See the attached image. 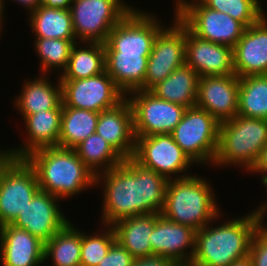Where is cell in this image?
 Segmentation results:
<instances>
[{
	"mask_svg": "<svg viewBox=\"0 0 267 266\" xmlns=\"http://www.w3.org/2000/svg\"><path fill=\"white\" fill-rule=\"evenodd\" d=\"M168 180L157 172L141 167L132 158L95 176V186H102L101 224L160 213ZM103 184V185H102Z\"/></svg>",
	"mask_w": 267,
	"mask_h": 266,
	"instance_id": "6da1fadb",
	"label": "cell"
},
{
	"mask_svg": "<svg viewBox=\"0 0 267 266\" xmlns=\"http://www.w3.org/2000/svg\"><path fill=\"white\" fill-rule=\"evenodd\" d=\"M243 216L197 230L189 266H230L249 256L252 237L260 225L252 211Z\"/></svg>",
	"mask_w": 267,
	"mask_h": 266,
	"instance_id": "7a4b0ae2",
	"label": "cell"
},
{
	"mask_svg": "<svg viewBox=\"0 0 267 266\" xmlns=\"http://www.w3.org/2000/svg\"><path fill=\"white\" fill-rule=\"evenodd\" d=\"M37 174L40 190L64 200L89 187L95 189V175L74 149L44 147L25 157Z\"/></svg>",
	"mask_w": 267,
	"mask_h": 266,
	"instance_id": "3957f363",
	"label": "cell"
},
{
	"mask_svg": "<svg viewBox=\"0 0 267 266\" xmlns=\"http://www.w3.org/2000/svg\"><path fill=\"white\" fill-rule=\"evenodd\" d=\"M203 178L192 174L168 180L160 215L196 231L211 222L216 223L223 216L222 211L216 202L210 181Z\"/></svg>",
	"mask_w": 267,
	"mask_h": 266,
	"instance_id": "277c9868",
	"label": "cell"
},
{
	"mask_svg": "<svg viewBox=\"0 0 267 266\" xmlns=\"http://www.w3.org/2000/svg\"><path fill=\"white\" fill-rule=\"evenodd\" d=\"M266 144V119L236 115L220 123L217 154L211 166H236L249 172Z\"/></svg>",
	"mask_w": 267,
	"mask_h": 266,
	"instance_id": "5b68a950",
	"label": "cell"
},
{
	"mask_svg": "<svg viewBox=\"0 0 267 266\" xmlns=\"http://www.w3.org/2000/svg\"><path fill=\"white\" fill-rule=\"evenodd\" d=\"M175 17L195 36L233 48L246 27L226 13L207 7L201 0H176Z\"/></svg>",
	"mask_w": 267,
	"mask_h": 266,
	"instance_id": "8992f818",
	"label": "cell"
},
{
	"mask_svg": "<svg viewBox=\"0 0 267 266\" xmlns=\"http://www.w3.org/2000/svg\"><path fill=\"white\" fill-rule=\"evenodd\" d=\"M218 122L207 111L186 108L181 121L170 133L174 141L195 165L213 164L219 142Z\"/></svg>",
	"mask_w": 267,
	"mask_h": 266,
	"instance_id": "52a82bcc",
	"label": "cell"
},
{
	"mask_svg": "<svg viewBox=\"0 0 267 266\" xmlns=\"http://www.w3.org/2000/svg\"><path fill=\"white\" fill-rule=\"evenodd\" d=\"M123 0H71L74 35L78 42L105 43L113 27L133 8Z\"/></svg>",
	"mask_w": 267,
	"mask_h": 266,
	"instance_id": "ba28073f",
	"label": "cell"
},
{
	"mask_svg": "<svg viewBox=\"0 0 267 266\" xmlns=\"http://www.w3.org/2000/svg\"><path fill=\"white\" fill-rule=\"evenodd\" d=\"M132 159L141 167L155 171L167 180L192 175L188 169L194 165L171 134L136 137Z\"/></svg>",
	"mask_w": 267,
	"mask_h": 266,
	"instance_id": "9c48e42d",
	"label": "cell"
},
{
	"mask_svg": "<svg viewBox=\"0 0 267 266\" xmlns=\"http://www.w3.org/2000/svg\"><path fill=\"white\" fill-rule=\"evenodd\" d=\"M133 113L135 137L170 134L181 121L186 107L157 98L150 91L126 94Z\"/></svg>",
	"mask_w": 267,
	"mask_h": 266,
	"instance_id": "30bf717a",
	"label": "cell"
},
{
	"mask_svg": "<svg viewBox=\"0 0 267 266\" xmlns=\"http://www.w3.org/2000/svg\"><path fill=\"white\" fill-rule=\"evenodd\" d=\"M153 12L133 8L113 27L105 52L150 54L157 34L164 28Z\"/></svg>",
	"mask_w": 267,
	"mask_h": 266,
	"instance_id": "8fae6325",
	"label": "cell"
},
{
	"mask_svg": "<svg viewBox=\"0 0 267 266\" xmlns=\"http://www.w3.org/2000/svg\"><path fill=\"white\" fill-rule=\"evenodd\" d=\"M40 190L33 167L13 158L0 174V227L11 224Z\"/></svg>",
	"mask_w": 267,
	"mask_h": 266,
	"instance_id": "7c38bea8",
	"label": "cell"
},
{
	"mask_svg": "<svg viewBox=\"0 0 267 266\" xmlns=\"http://www.w3.org/2000/svg\"><path fill=\"white\" fill-rule=\"evenodd\" d=\"M173 15L171 26H165L154 40L144 83L137 90L150 91L186 63L185 26L175 17V12Z\"/></svg>",
	"mask_w": 267,
	"mask_h": 266,
	"instance_id": "4fadbf2b",
	"label": "cell"
},
{
	"mask_svg": "<svg viewBox=\"0 0 267 266\" xmlns=\"http://www.w3.org/2000/svg\"><path fill=\"white\" fill-rule=\"evenodd\" d=\"M63 104L100 113L121 103L126 94L106 71L78 80H60Z\"/></svg>",
	"mask_w": 267,
	"mask_h": 266,
	"instance_id": "5bb4252c",
	"label": "cell"
},
{
	"mask_svg": "<svg viewBox=\"0 0 267 266\" xmlns=\"http://www.w3.org/2000/svg\"><path fill=\"white\" fill-rule=\"evenodd\" d=\"M39 190L11 225L28 231L44 243L57 234L70 220L60 208V200Z\"/></svg>",
	"mask_w": 267,
	"mask_h": 266,
	"instance_id": "9a60e30c",
	"label": "cell"
},
{
	"mask_svg": "<svg viewBox=\"0 0 267 266\" xmlns=\"http://www.w3.org/2000/svg\"><path fill=\"white\" fill-rule=\"evenodd\" d=\"M239 77L201 76L198 80L196 106L222 123L238 114Z\"/></svg>",
	"mask_w": 267,
	"mask_h": 266,
	"instance_id": "2e32d148",
	"label": "cell"
},
{
	"mask_svg": "<svg viewBox=\"0 0 267 266\" xmlns=\"http://www.w3.org/2000/svg\"><path fill=\"white\" fill-rule=\"evenodd\" d=\"M195 234L192 227L174 223L160 215L150 234L151 256L168 258L178 266H189L195 250Z\"/></svg>",
	"mask_w": 267,
	"mask_h": 266,
	"instance_id": "e0dca14e",
	"label": "cell"
},
{
	"mask_svg": "<svg viewBox=\"0 0 267 266\" xmlns=\"http://www.w3.org/2000/svg\"><path fill=\"white\" fill-rule=\"evenodd\" d=\"M185 57L189 65L201 76H228L235 74L233 48L203 40L185 27Z\"/></svg>",
	"mask_w": 267,
	"mask_h": 266,
	"instance_id": "ac0fdd59",
	"label": "cell"
},
{
	"mask_svg": "<svg viewBox=\"0 0 267 266\" xmlns=\"http://www.w3.org/2000/svg\"><path fill=\"white\" fill-rule=\"evenodd\" d=\"M235 74L240 77L267 75V17L247 27L233 47Z\"/></svg>",
	"mask_w": 267,
	"mask_h": 266,
	"instance_id": "d6986e66",
	"label": "cell"
},
{
	"mask_svg": "<svg viewBox=\"0 0 267 266\" xmlns=\"http://www.w3.org/2000/svg\"><path fill=\"white\" fill-rule=\"evenodd\" d=\"M95 132L102 136L123 159L132 158L136 137L129 101L125 98L117 106L101 111Z\"/></svg>",
	"mask_w": 267,
	"mask_h": 266,
	"instance_id": "ffe728a7",
	"label": "cell"
},
{
	"mask_svg": "<svg viewBox=\"0 0 267 266\" xmlns=\"http://www.w3.org/2000/svg\"><path fill=\"white\" fill-rule=\"evenodd\" d=\"M2 266H40L44 264V242L11 224L0 227Z\"/></svg>",
	"mask_w": 267,
	"mask_h": 266,
	"instance_id": "44dd1931",
	"label": "cell"
},
{
	"mask_svg": "<svg viewBox=\"0 0 267 266\" xmlns=\"http://www.w3.org/2000/svg\"><path fill=\"white\" fill-rule=\"evenodd\" d=\"M62 109L39 111L23 120L27 136L19 147L12 148L14 158H25L44 147H58ZM27 138V139H26Z\"/></svg>",
	"mask_w": 267,
	"mask_h": 266,
	"instance_id": "7402d4cb",
	"label": "cell"
},
{
	"mask_svg": "<svg viewBox=\"0 0 267 266\" xmlns=\"http://www.w3.org/2000/svg\"><path fill=\"white\" fill-rule=\"evenodd\" d=\"M49 76L40 74L23 83V86L14 98L15 110H19L22 120L27 115L35 114L43 110L62 109V84L60 78L57 83H51Z\"/></svg>",
	"mask_w": 267,
	"mask_h": 266,
	"instance_id": "603a6c76",
	"label": "cell"
},
{
	"mask_svg": "<svg viewBox=\"0 0 267 266\" xmlns=\"http://www.w3.org/2000/svg\"><path fill=\"white\" fill-rule=\"evenodd\" d=\"M160 213L133 216L111 225L116 241L135 258L151 256L150 234Z\"/></svg>",
	"mask_w": 267,
	"mask_h": 266,
	"instance_id": "cb8c5ba5",
	"label": "cell"
},
{
	"mask_svg": "<svg viewBox=\"0 0 267 266\" xmlns=\"http://www.w3.org/2000/svg\"><path fill=\"white\" fill-rule=\"evenodd\" d=\"M35 38L77 40L68 5H43L28 13Z\"/></svg>",
	"mask_w": 267,
	"mask_h": 266,
	"instance_id": "d4e9b609",
	"label": "cell"
},
{
	"mask_svg": "<svg viewBox=\"0 0 267 266\" xmlns=\"http://www.w3.org/2000/svg\"><path fill=\"white\" fill-rule=\"evenodd\" d=\"M149 55L105 52V71L127 94L144 83Z\"/></svg>",
	"mask_w": 267,
	"mask_h": 266,
	"instance_id": "484cf974",
	"label": "cell"
},
{
	"mask_svg": "<svg viewBox=\"0 0 267 266\" xmlns=\"http://www.w3.org/2000/svg\"><path fill=\"white\" fill-rule=\"evenodd\" d=\"M198 80L199 75L185 63L155 85L150 92L159 99L190 108L196 106Z\"/></svg>",
	"mask_w": 267,
	"mask_h": 266,
	"instance_id": "4316f807",
	"label": "cell"
},
{
	"mask_svg": "<svg viewBox=\"0 0 267 266\" xmlns=\"http://www.w3.org/2000/svg\"><path fill=\"white\" fill-rule=\"evenodd\" d=\"M104 71V44L101 42H78L72 47L67 68L58 78L60 80H78L99 75Z\"/></svg>",
	"mask_w": 267,
	"mask_h": 266,
	"instance_id": "83f0119b",
	"label": "cell"
},
{
	"mask_svg": "<svg viewBox=\"0 0 267 266\" xmlns=\"http://www.w3.org/2000/svg\"><path fill=\"white\" fill-rule=\"evenodd\" d=\"M99 113L65 106L62 103L58 147L74 149L96 131Z\"/></svg>",
	"mask_w": 267,
	"mask_h": 266,
	"instance_id": "f1b7e54d",
	"label": "cell"
},
{
	"mask_svg": "<svg viewBox=\"0 0 267 266\" xmlns=\"http://www.w3.org/2000/svg\"><path fill=\"white\" fill-rule=\"evenodd\" d=\"M81 230L69 221L57 234L44 243V261L52 266H80Z\"/></svg>",
	"mask_w": 267,
	"mask_h": 266,
	"instance_id": "f546056e",
	"label": "cell"
},
{
	"mask_svg": "<svg viewBox=\"0 0 267 266\" xmlns=\"http://www.w3.org/2000/svg\"><path fill=\"white\" fill-rule=\"evenodd\" d=\"M74 150L95 176L123 162V158L96 132L79 143Z\"/></svg>",
	"mask_w": 267,
	"mask_h": 266,
	"instance_id": "4dcf8cb0",
	"label": "cell"
},
{
	"mask_svg": "<svg viewBox=\"0 0 267 266\" xmlns=\"http://www.w3.org/2000/svg\"><path fill=\"white\" fill-rule=\"evenodd\" d=\"M237 115L267 120V75L239 78Z\"/></svg>",
	"mask_w": 267,
	"mask_h": 266,
	"instance_id": "1f68e13d",
	"label": "cell"
},
{
	"mask_svg": "<svg viewBox=\"0 0 267 266\" xmlns=\"http://www.w3.org/2000/svg\"><path fill=\"white\" fill-rule=\"evenodd\" d=\"M34 49L39 56V74L48 75L52 70L59 71L58 76L67 68L72 47L77 40L54 38H33ZM62 70V71H61ZM42 72V73H41ZM61 72V73H60Z\"/></svg>",
	"mask_w": 267,
	"mask_h": 266,
	"instance_id": "d6a6232c",
	"label": "cell"
},
{
	"mask_svg": "<svg viewBox=\"0 0 267 266\" xmlns=\"http://www.w3.org/2000/svg\"><path fill=\"white\" fill-rule=\"evenodd\" d=\"M88 234L81 230L80 266H98L116 241L115 232L111 225L103 224L100 231Z\"/></svg>",
	"mask_w": 267,
	"mask_h": 266,
	"instance_id": "836d02e7",
	"label": "cell"
},
{
	"mask_svg": "<svg viewBox=\"0 0 267 266\" xmlns=\"http://www.w3.org/2000/svg\"><path fill=\"white\" fill-rule=\"evenodd\" d=\"M207 7L226 13L246 28L257 23L265 12L261 0H201Z\"/></svg>",
	"mask_w": 267,
	"mask_h": 266,
	"instance_id": "e575fe53",
	"label": "cell"
},
{
	"mask_svg": "<svg viewBox=\"0 0 267 266\" xmlns=\"http://www.w3.org/2000/svg\"><path fill=\"white\" fill-rule=\"evenodd\" d=\"M249 257L254 266H267V224L259 226L251 240Z\"/></svg>",
	"mask_w": 267,
	"mask_h": 266,
	"instance_id": "d590c367",
	"label": "cell"
},
{
	"mask_svg": "<svg viewBox=\"0 0 267 266\" xmlns=\"http://www.w3.org/2000/svg\"><path fill=\"white\" fill-rule=\"evenodd\" d=\"M135 260L128 250L115 241L98 266H133Z\"/></svg>",
	"mask_w": 267,
	"mask_h": 266,
	"instance_id": "8d00e7d4",
	"label": "cell"
},
{
	"mask_svg": "<svg viewBox=\"0 0 267 266\" xmlns=\"http://www.w3.org/2000/svg\"><path fill=\"white\" fill-rule=\"evenodd\" d=\"M133 266H178V265L168 258L153 255L150 257L136 259Z\"/></svg>",
	"mask_w": 267,
	"mask_h": 266,
	"instance_id": "74e56055",
	"label": "cell"
},
{
	"mask_svg": "<svg viewBox=\"0 0 267 266\" xmlns=\"http://www.w3.org/2000/svg\"><path fill=\"white\" fill-rule=\"evenodd\" d=\"M249 172L262 175L261 179L267 176V144L261 150L258 160Z\"/></svg>",
	"mask_w": 267,
	"mask_h": 266,
	"instance_id": "f35d334b",
	"label": "cell"
},
{
	"mask_svg": "<svg viewBox=\"0 0 267 266\" xmlns=\"http://www.w3.org/2000/svg\"><path fill=\"white\" fill-rule=\"evenodd\" d=\"M261 183L262 185H264L267 189V176L263 177L261 179ZM267 198V197H266ZM267 200V199H266ZM262 204H259L258 207H256L255 209H253V214L255 216V218L258 220V223L260 226H265L266 222H265V218H267V201L266 202H261Z\"/></svg>",
	"mask_w": 267,
	"mask_h": 266,
	"instance_id": "ab89813d",
	"label": "cell"
},
{
	"mask_svg": "<svg viewBox=\"0 0 267 266\" xmlns=\"http://www.w3.org/2000/svg\"><path fill=\"white\" fill-rule=\"evenodd\" d=\"M13 158L12 149L0 150V174Z\"/></svg>",
	"mask_w": 267,
	"mask_h": 266,
	"instance_id": "60d3db41",
	"label": "cell"
},
{
	"mask_svg": "<svg viewBox=\"0 0 267 266\" xmlns=\"http://www.w3.org/2000/svg\"><path fill=\"white\" fill-rule=\"evenodd\" d=\"M4 3L5 7V2L6 0H2ZM15 3H19L20 6L22 5L23 8L27 9V12H31L32 10H35L39 5H38V0H13Z\"/></svg>",
	"mask_w": 267,
	"mask_h": 266,
	"instance_id": "b9f144b4",
	"label": "cell"
},
{
	"mask_svg": "<svg viewBox=\"0 0 267 266\" xmlns=\"http://www.w3.org/2000/svg\"><path fill=\"white\" fill-rule=\"evenodd\" d=\"M71 0H38V5H67Z\"/></svg>",
	"mask_w": 267,
	"mask_h": 266,
	"instance_id": "7bdbcfd3",
	"label": "cell"
},
{
	"mask_svg": "<svg viewBox=\"0 0 267 266\" xmlns=\"http://www.w3.org/2000/svg\"><path fill=\"white\" fill-rule=\"evenodd\" d=\"M230 266H254V265L252 259L249 256H247L246 258L235 261Z\"/></svg>",
	"mask_w": 267,
	"mask_h": 266,
	"instance_id": "ee69618b",
	"label": "cell"
},
{
	"mask_svg": "<svg viewBox=\"0 0 267 266\" xmlns=\"http://www.w3.org/2000/svg\"><path fill=\"white\" fill-rule=\"evenodd\" d=\"M5 7H4V3H3V1L2 0H0V35H2L1 33H2V30H3V21H4V17H6V16H4L5 14H4V12H5V9H4Z\"/></svg>",
	"mask_w": 267,
	"mask_h": 266,
	"instance_id": "f6af8a7d",
	"label": "cell"
}]
</instances>
